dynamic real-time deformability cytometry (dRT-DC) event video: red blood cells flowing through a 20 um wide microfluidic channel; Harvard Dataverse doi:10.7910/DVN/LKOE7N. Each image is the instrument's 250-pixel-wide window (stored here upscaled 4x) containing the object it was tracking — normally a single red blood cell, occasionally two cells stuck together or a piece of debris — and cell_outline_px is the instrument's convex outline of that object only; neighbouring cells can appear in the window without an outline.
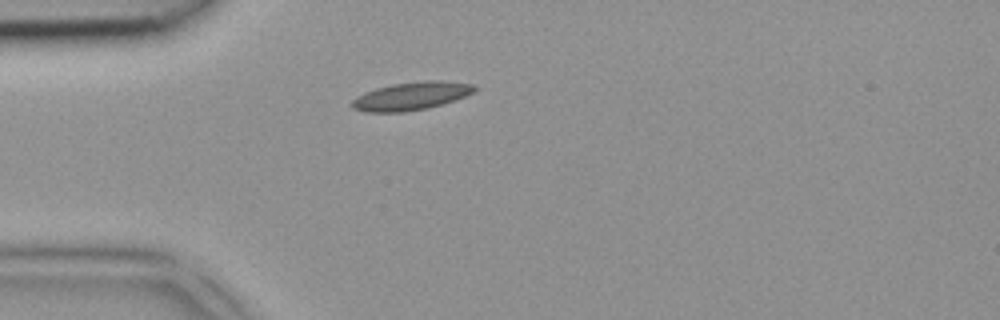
{"species": "common noctule bat (a hibernating species)", "species_latin": "Nyctalus noctula", "temperature_condition": "room temperature", "stored_images_in_passage": 1, "camera_frame_rate_fps": 3000, "um_per_image_px": 0.085, "animal": {"sex": "female", "body_mass_g": 18.4}, "frame": {"image": 1, "passage_image": 1, "time_ms": 0.0, "image_size_px": [1000, 320], "cell_outline_px": [[476, 88], [472, 92], [464, 96], [428, 108], [404, 112], [364, 112], [352, 108], [352, 100], [356, 96], [364, 92], [376, 88], [392, 84], [424, 80], [444, 80], [472, 84]], "centroid_in_image_um": [34.9, 8.16], "position_along_channel_um": 50.1, "area_um2": 19.94}}